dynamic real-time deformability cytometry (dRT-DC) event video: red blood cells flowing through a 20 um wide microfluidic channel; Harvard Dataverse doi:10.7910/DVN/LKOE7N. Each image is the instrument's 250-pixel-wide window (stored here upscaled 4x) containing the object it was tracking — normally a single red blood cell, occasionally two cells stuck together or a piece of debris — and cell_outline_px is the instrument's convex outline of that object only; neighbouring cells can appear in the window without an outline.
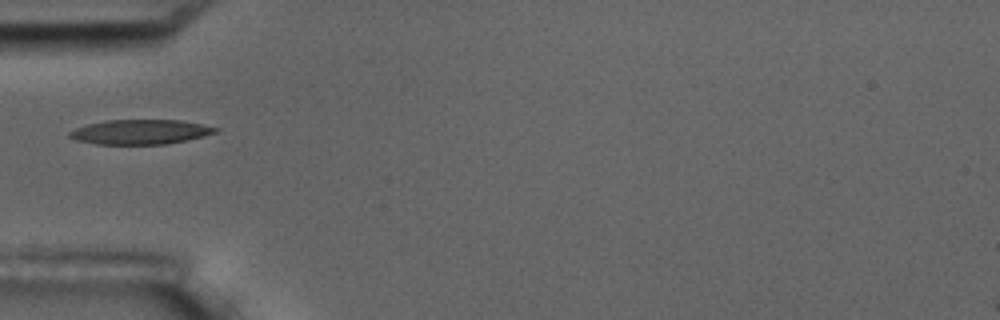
{"species": "common noctule bat (a hibernating species)", "species_latin": "Nyctalus noctula", "temperature_condition": "room temperature", "stored_images_in_passage": 16, "camera_frame_rate_fps": 3000, "um_per_image_px": 0.085, "animal": {"sex": "male", "body_mass_g": 17.5, "forearm_length_mm": 52.3}, "frame": {"image": 1, "passage_image": 5, "time_ms": 5.667, "image_size_px": [1000, 320], "cell_outline_px": [[220, 132], [188, 140], [164, 144], [96, 144], [76, 140], [68, 136], [68, 132], [76, 128], [88, 124], [104, 120], [180, 120], [204, 124], [220, 128]], "centroid_in_image_um": [11.98, 11.21], "position_along_channel_um": 73.0, "area_um2": 21.15}}
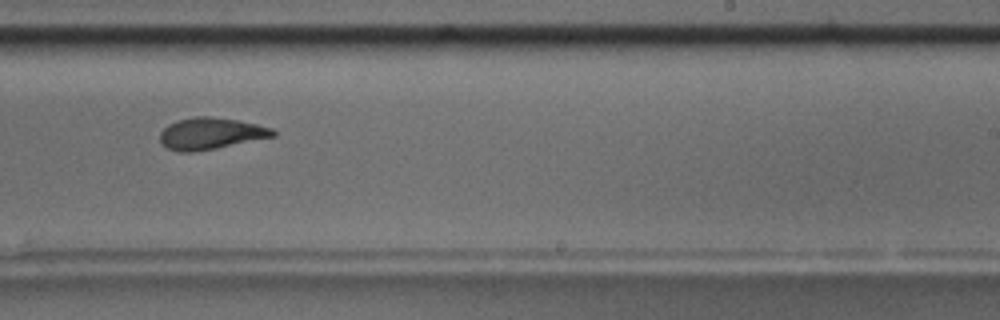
{"frame": {"image": 2, "passage_image": 10, "time_ms": 11.333, "image_size_px": [1000, 320], "cell_outline_px": [[276, 136], [216, 148], [192, 152], [180, 152], [168, 148], [160, 144], [160, 132], [168, 124], [192, 116], [212, 116], [236, 120], [256, 124], [272, 128], [276, 132]], "centroid_in_image_um": [17.9, 11.35], "position_along_channel_um": 271.1, "area_um2": 20.81}, "authors_computed_cell_mechanics": {"area_um2": 20.9814, "velocity_mm_per_s": 3.5021, "shape_relaxation_time_tau1_ms": 9.2277, "shape_relaxation_time_tau2_ms": 3.2977, "deformation_change_tau1": 0.2739, "deformation_change_tau2": 0.1046}}